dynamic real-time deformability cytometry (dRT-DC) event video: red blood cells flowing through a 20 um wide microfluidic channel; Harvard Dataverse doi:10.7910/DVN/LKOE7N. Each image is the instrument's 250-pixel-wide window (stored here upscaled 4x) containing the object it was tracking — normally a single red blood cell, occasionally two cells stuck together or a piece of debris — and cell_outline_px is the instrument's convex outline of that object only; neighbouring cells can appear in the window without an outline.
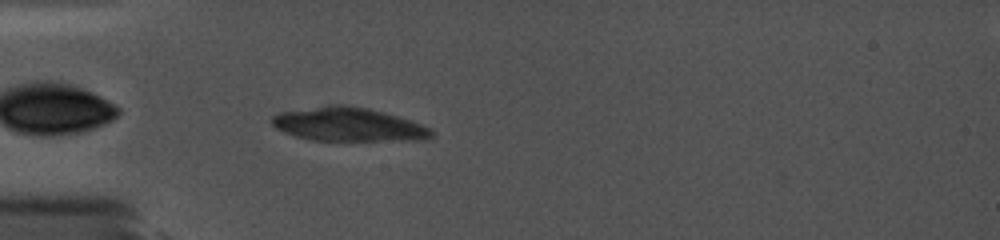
{"species": "common noctule bat (a hibernating species)", "species_latin": "Nyctalus noctula", "temperature_condition": "cold", "stored_images_in_passage": 14, "camera_frame_rate_fps": 5000, "um_per_image_px": 0.085, "animal": {"sex": "female", "body_mass_g": 19.0, "forearm_length_mm": 56.7}, "frame": {"image": 1, "passage_image": 5, "time_ms": 1.0, "image_size_px": [1000, 240], "cell_outline_px": [[436, 132], [428, 140], [312, 140], [296, 136], [284, 132], [276, 128], [272, 124], [272, 116], [280, 112], [328, 104], [344, 104], [368, 108], [384, 112], [412, 120], [432, 128]], "centroid_in_image_um": [29.66, 10.57], "position_along_channel_um": 55.3, "area_um2": 31.62}}